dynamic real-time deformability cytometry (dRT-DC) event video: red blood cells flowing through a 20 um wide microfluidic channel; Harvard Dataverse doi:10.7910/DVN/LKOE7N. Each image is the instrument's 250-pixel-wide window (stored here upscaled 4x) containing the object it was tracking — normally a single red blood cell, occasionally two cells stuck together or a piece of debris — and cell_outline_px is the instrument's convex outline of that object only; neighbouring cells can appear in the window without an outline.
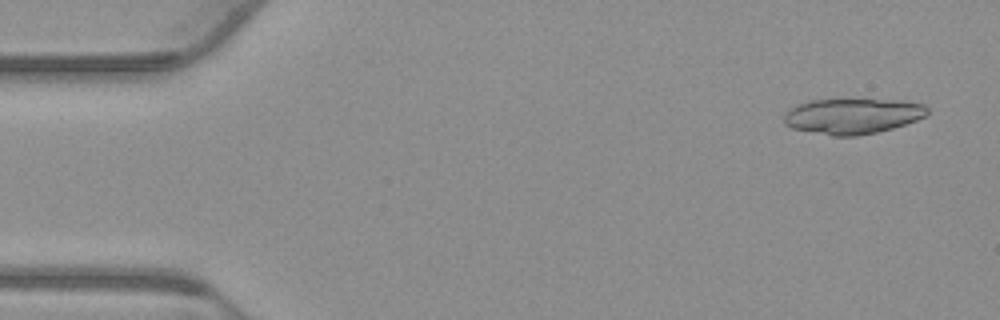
{"species": "common noctule bat (a hibernating species)", "species_latin": "Nyctalus noctula", "temperature_condition": "warm", "stored_images_in_passage": 18, "camera_frame_rate_fps": 3000, "um_per_image_px": 0.085, "animal": {"sex": "male", "body_mass_g": 23.1, "forearm_length_mm": 52.7}, "frame": {"image": 1, "passage_image": 3, "time_ms": 0.667, "image_size_px": [1000, 320], "cell_outline_px": [[928, 112], [924, 116], [916, 120], [892, 128], [876, 132], [856, 136], [832, 136], [792, 128], [784, 124], [784, 112], [796, 104], [808, 100], [904, 100], [924, 104], [928, 108]], "centroid_in_image_um": [72.43, 9.86], "position_along_channel_um": 12.6, "area_um2": 29.65}}